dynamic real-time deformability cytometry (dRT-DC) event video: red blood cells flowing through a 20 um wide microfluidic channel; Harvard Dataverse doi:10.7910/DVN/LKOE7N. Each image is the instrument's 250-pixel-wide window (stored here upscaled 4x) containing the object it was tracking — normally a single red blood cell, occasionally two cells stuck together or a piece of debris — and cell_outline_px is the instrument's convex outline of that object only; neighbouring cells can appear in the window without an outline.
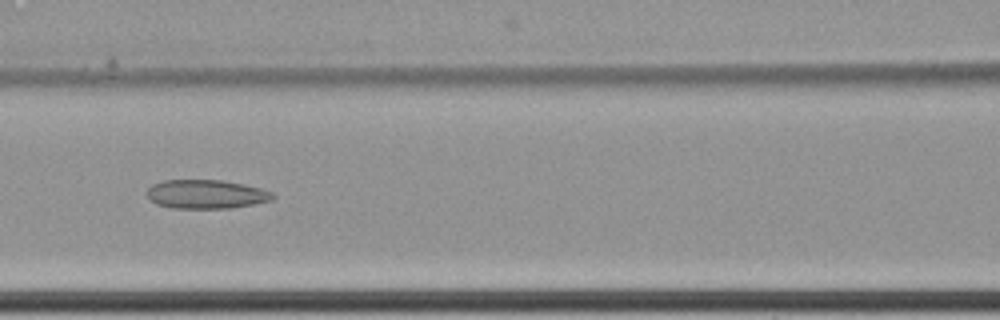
{"species": "common noctule bat (a hibernating species)", "species_latin": "Nyctalus noctula", "temperature_condition": "cold", "stored_images_in_passage": 10, "camera_frame_rate_fps": 3000, "um_per_image_px": 0.085, "animal": {"sex": "female", "body_mass_g": 22.7, "forearm_length_mm": 54.2}, "frame": {"image": 1, "passage_image": 9, "time_ms": 2.667, "image_size_px": [1000, 320], "cell_outline_px": [[276, 196], [272, 200], [232, 208], [172, 208], [156, 204], [148, 196], [148, 188], [152, 184], [164, 180], [220, 180], [244, 184], [260, 188], [272, 192]], "centroid_in_image_um": [17.53, 16.5], "position_along_channel_um": 149.1, "area_um2": 21.1}}
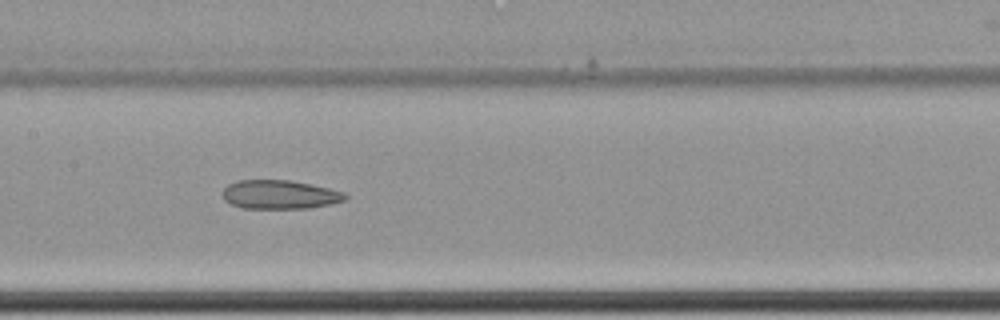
{"frame": {"image": 2, "passage_image": 10, "time_ms": 3.0, "image_size_px": [1000, 320], "cell_outline_px": [[348, 200], [332, 204], [308, 208], [244, 208], [232, 204], [224, 200], [220, 192], [228, 184], [236, 180], [292, 180], [312, 184], [344, 192], [348, 196]], "centroid_in_image_um": [23.78, 16.53], "position_along_channel_um": 183.6, "area_um2": 20.87}}